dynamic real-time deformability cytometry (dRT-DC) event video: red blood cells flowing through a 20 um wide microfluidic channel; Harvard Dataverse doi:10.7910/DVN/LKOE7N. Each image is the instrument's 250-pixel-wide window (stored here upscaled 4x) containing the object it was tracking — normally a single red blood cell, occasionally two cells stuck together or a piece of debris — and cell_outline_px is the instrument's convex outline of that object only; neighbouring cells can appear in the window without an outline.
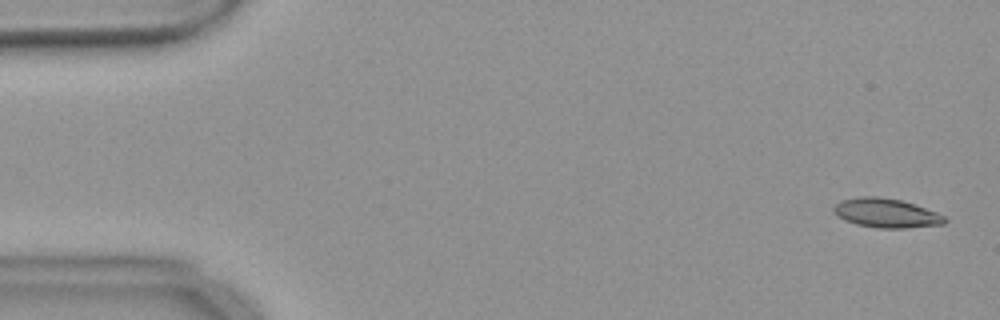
{"species": "common noctule bat (a hibernating species)", "species_latin": "Nyctalus noctula", "temperature_condition": "warm", "stored_images_in_passage": 55, "camera_frame_rate_fps": 3000, "um_per_image_px": 0.085, "animal": {"sex": "female", "body_mass_g": 18.4}, "frame": {"image": 1, "passage_image": 2, "time_ms": 0.333, "image_size_px": [1000, 320], "cell_outline_px": [[948, 220], [944, 224], [908, 228], [880, 228], [856, 224], [844, 220], [836, 216], [832, 212], [832, 208], [840, 200], [860, 196], [880, 196], [900, 200], [936, 212], [944, 216]], "centroid_in_image_um": [75.28, 18.11], "position_along_channel_um": 9.7, "area_um2": 18.96}}
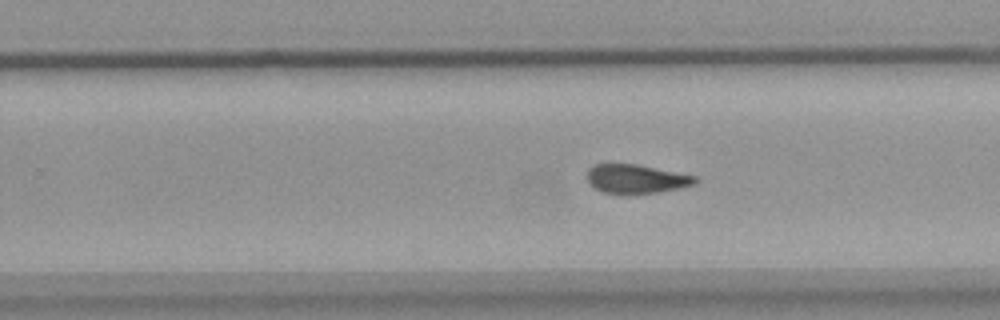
{"frame": {"image": 2, "passage_image": 34, "time_ms": 11.0, "image_size_px": [1000, 320], "cell_outline_px": [[696, 184], [680, 188], [660, 192], [628, 196], [620, 196], [604, 192], [596, 188], [588, 180], [588, 168], [592, 164], [636, 164], [696, 176]], "centroid_in_image_um": [54.06, 15.24], "position_along_channel_um": 275.7, "area_um2": 18.55}}
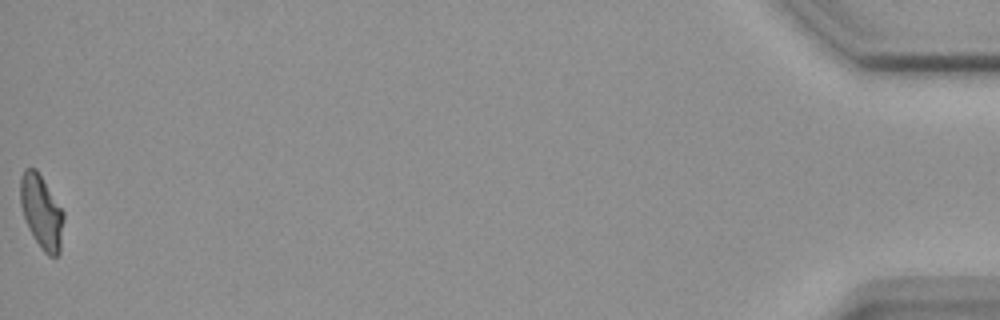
{"frame": {"image": 3, "passage_image": 55, "time_ms": 18.0, "image_size_px": [1000, 320], "cell_outline_px": [[64, 220], [60, 252], [56, 256], [48, 256], [40, 248], [32, 236], [28, 228], [20, 204], [20, 176], [24, 168], [36, 168], [64, 212]], "centroid_in_image_um": [3.52, 18.02], "position_along_channel_um": 431.7, "area_um2": 18.73}, "authors_computed_cell_mechanics": {"area_um2": 18.9584, "velocity_mm_per_s": 3.6757, "shape_relaxation_time_tau1_ms": 9.7768, "shape_relaxation_time_tau2_ms": 3.0014, "deformation_change_tau1": 0.2263, "deformation_change_tau2": 0.0952}}